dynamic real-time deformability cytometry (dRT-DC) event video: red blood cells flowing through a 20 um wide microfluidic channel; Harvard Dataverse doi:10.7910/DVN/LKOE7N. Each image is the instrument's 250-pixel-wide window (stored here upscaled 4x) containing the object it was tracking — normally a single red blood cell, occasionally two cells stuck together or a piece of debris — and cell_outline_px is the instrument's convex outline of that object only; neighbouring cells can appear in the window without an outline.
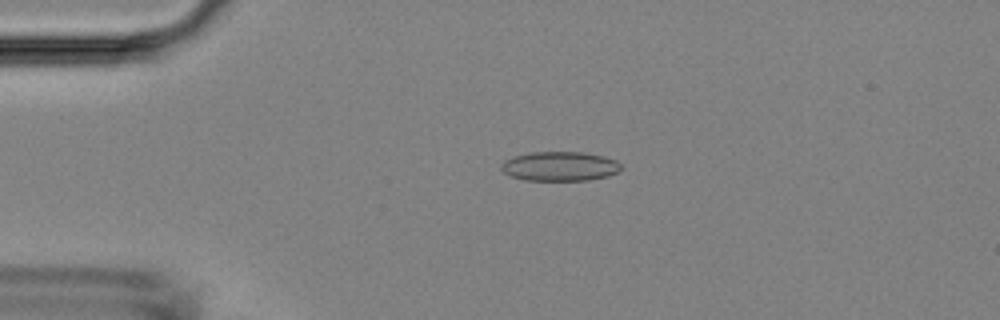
{"species": "Egyptian fruit bat (a non-hibernating species)", "species_latin": "Rousettus aegyptiacus", "temperature_condition": "room temperature", "stored_images_in_passage": 4, "camera_frame_rate_fps": 3000, "um_per_image_px": 0.085, "animal": {"sex": "female"}, "frame": {"image": 1, "passage_image": 2, "time_ms": 1.0, "image_size_px": [1000, 320], "cell_outline_px": [[624, 168], [608, 176], [588, 180], [524, 180], [508, 176], [500, 168], [500, 164], [504, 160], [512, 156], [528, 152], [584, 152], [604, 156], [616, 160]], "centroid_in_image_um": [47.55, 14.13], "position_along_channel_um": 37.4, "area_um2": 20.81}}